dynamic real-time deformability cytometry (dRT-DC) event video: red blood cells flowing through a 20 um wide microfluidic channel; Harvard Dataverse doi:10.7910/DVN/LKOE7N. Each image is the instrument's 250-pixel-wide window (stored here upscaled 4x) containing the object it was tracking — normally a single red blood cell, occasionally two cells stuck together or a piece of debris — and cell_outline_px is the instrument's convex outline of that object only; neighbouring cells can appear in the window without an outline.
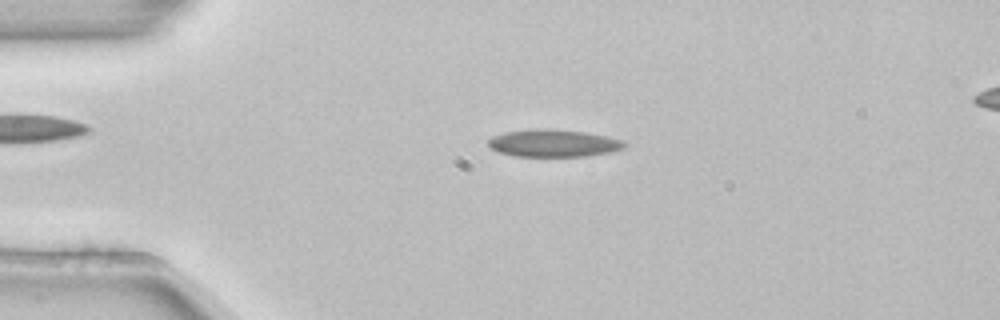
{"species": "common noctule bat (a hibernating species)", "species_latin": "Nyctalus noctula", "temperature_condition": "room temperature", "stored_images_in_passage": 52, "camera_frame_rate_fps": 3000, "um_per_image_px": 0.085, "animal": {"sex": "female", "body_mass_g": 22.7, "forearm_length_mm": 54.2}, "frame": {"image": 1, "passage_image": 11, "time_ms": 3.333, "image_size_px": [1000, 320], "cell_outline_px": [[628, 144], [624, 148], [608, 152], [588, 156], [512, 156], [500, 152], [492, 148], [488, 144], [488, 140], [492, 136], [504, 132], [532, 128], [544, 128], [584, 132], [624, 140]], "centroid_in_image_um": [47.03, 12.16], "position_along_channel_um": 38.0, "area_um2": 21.73}}
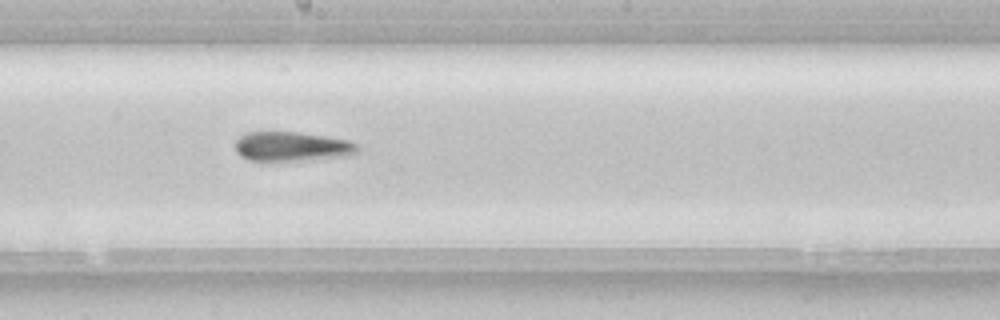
{"frame": {"image": 2, "passage_image": 28, "time_ms": 9.0, "image_size_px": [1000, 320], "cell_outline_px": [[360, 152], [348, 156], [300, 160], [248, 160], [240, 156], [236, 152], [236, 140], [240, 136], [248, 132], [300, 132], [348, 140], [356, 144], [360, 148]], "centroid_in_image_um": [24.83, 12.45], "position_along_channel_um": 223.4, "area_um2": 20.92}}
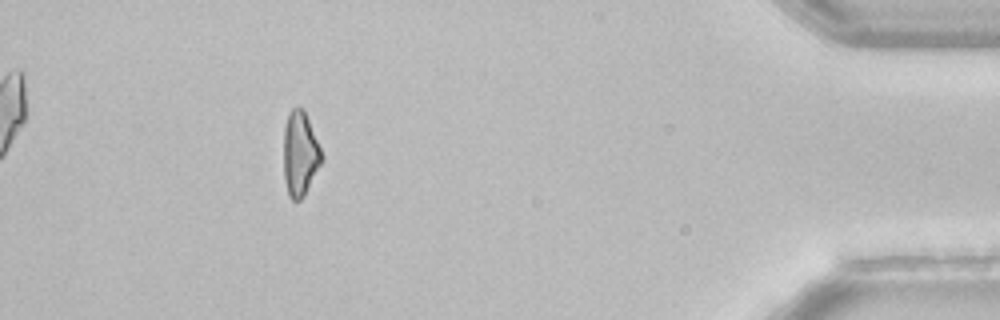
{"frame": {"image": 3, "passage_image": 47, "time_ms": 15.333, "image_size_px": [1000, 320], "cell_outline_px": [[324, 160], [304, 196], [300, 200], [292, 200], [288, 196], [284, 176], [284, 128], [288, 112], [296, 104], [304, 108], [324, 156]], "centroid_in_image_um": [25.52, 13.04], "position_along_channel_um": 409.7, "area_um2": 19.19}}